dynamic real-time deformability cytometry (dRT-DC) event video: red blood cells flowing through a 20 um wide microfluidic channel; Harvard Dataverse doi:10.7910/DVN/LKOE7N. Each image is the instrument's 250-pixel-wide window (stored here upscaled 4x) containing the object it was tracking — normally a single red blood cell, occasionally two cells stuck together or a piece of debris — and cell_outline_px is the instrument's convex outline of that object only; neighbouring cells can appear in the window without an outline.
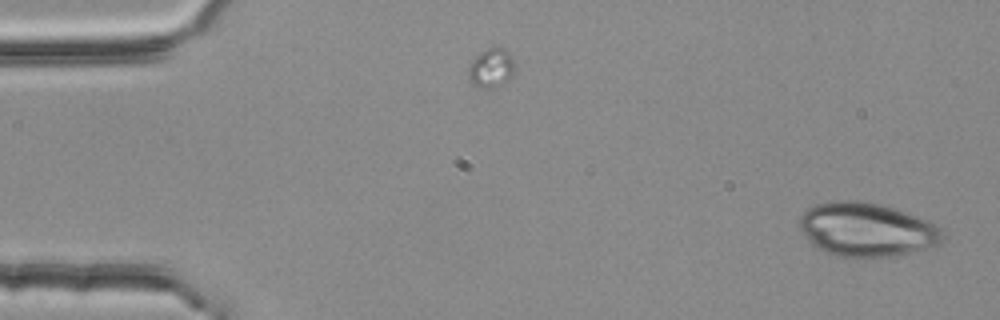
{"species": "common noctule bat (a hibernating species)", "species_latin": "Nyctalus noctula", "temperature_condition": "room temperature", "stored_images_in_passage": 52, "camera_frame_rate_fps": 3000, "um_per_image_px": 0.085, "animal": {"sex": "female", "body_mass_g": 25.1}, "frame": {"image": 1, "passage_image": 1, "time_ms": 0.0, "image_size_px": [1000, 320], "cell_outline_px": [[944, 240], [940, 244], [912, 252], [892, 256], [836, 256], [812, 244], [800, 228], [800, 216], [812, 204], [832, 200], [856, 200], [880, 204], [908, 212], [928, 220], [940, 228]], "centroid_in_image_um": [73.68, 19.48], "position_along_channel_um": 11.3, "area_um2": 44.68}}
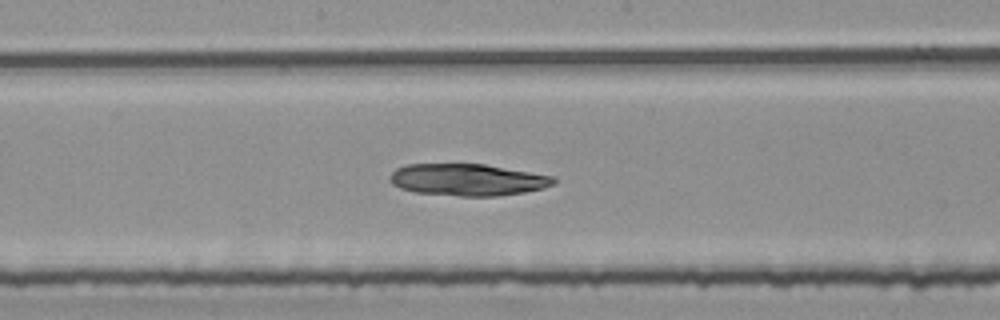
{"frame": {"image": 2, "passage_image": 27, "time_ms": 8.667, "image_size_px": [1000, 320], "cell_outline_px": [[556, 184], [544, 188], [524, 192], [496, 196], [460, 196], [416, 192], [400, 188], [392, 184], [388, 180], [388, 176], [396, 168], [408, 164], [484, 164], [556, 176]], "centroid_in_image_um": [39.76, 15.27], "position_along_channel_um": 208.4, "area_um2": 30.63}}
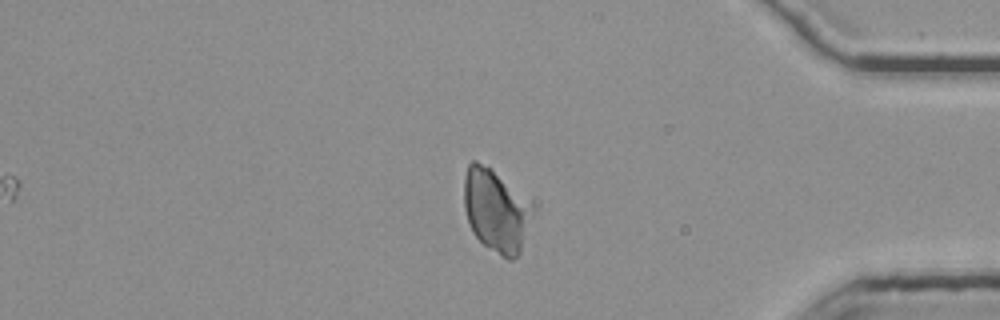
{"frame": {"image": 3, "passage_image": 44, "time_ms": 14.333, "image_size_px": [1000, 320], "cell_outline_px": [[532, 212], [520, 252], [512, 260], [508, 260], [484, 244], [472, 232], [468, 224], [464, 208], [464, 176], [468, 164], [472, 160], [476, 160], [492, 168], [532, 208]], "centroid_in_image_um": [42.07, 17.89], "position_along_channel_um": 393.1, "area_um2": 32.08}}